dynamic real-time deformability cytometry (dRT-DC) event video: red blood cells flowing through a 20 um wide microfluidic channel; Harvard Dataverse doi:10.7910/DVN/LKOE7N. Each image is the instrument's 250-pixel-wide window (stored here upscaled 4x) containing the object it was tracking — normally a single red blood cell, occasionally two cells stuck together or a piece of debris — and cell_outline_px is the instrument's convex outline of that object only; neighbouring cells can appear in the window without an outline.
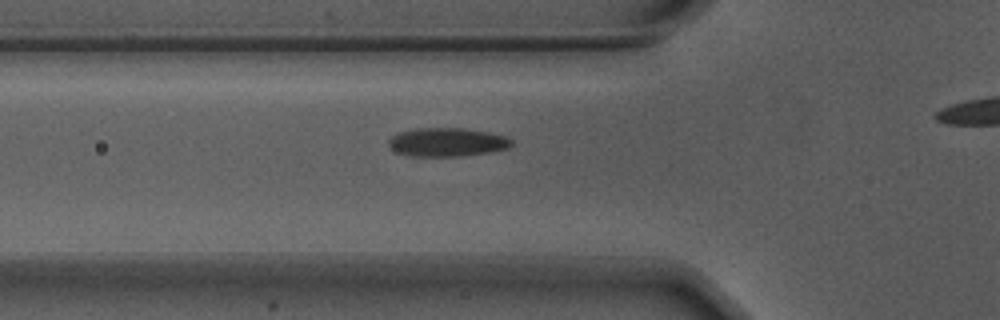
{"species": "Egyptian fruit bat (a non-hibernating species)", "species_latin": "Rousettus aegyptiacus", "temperature_condition": "warm", "stored_images_in_passage": 28, "camera_frame_rate_fps": 3000, "um_per_image_px": 0.085, "animal": {"sex": "male"}, "frame": {"image": 1, "passage_image": 2, "time_ms": 0.333, "image_size_px": [1000, 320], "cell_outline_px": [[512, 144], [504, 148], [488, 152], [460, 156], [408, 156], [392, 148], [388, 144], [388, 140], [396, 132], [416, 128], [464, 128], [488, 132], [504, 136], [512, 140]], "centroid_in_image_um": [37.95, 12.07], "position_along_channel_um": 87.9, "area_um2": 20.29}}
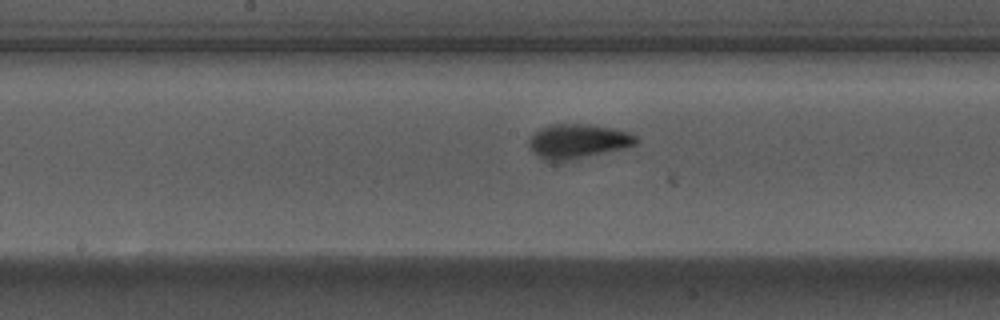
{"frame": {"image": 2, "passage_image": 11, "time_ms": 3.333, "image_size_px": [1000, 320], "cell_outline_px": [[640, 140], [636, 144], [624, 148], [552, 164], [532, 152], [528, 144], [528, 136], [540, 128], [548, 124], [588, 124], [616, 128], [628, 132], [636, 136]], "centroid_in_image_um": [49.07, 12.01], "position_along_channel_um": 199.1, "area_um2": 21.96}}
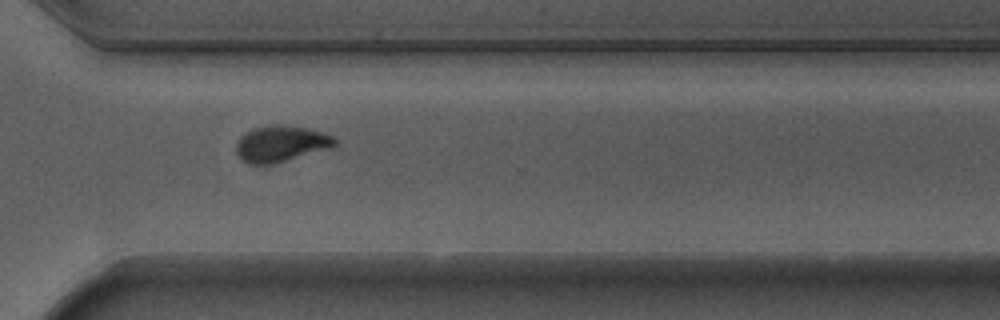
{"frame": {"image": 3, "passage_image": 23, "time_ms": 7.333, "image_size_px": [1000, 320], "cell_outline_px": [[336, 144], [328, 148], [272, 164], [248, 164], [236, 152], [236, 144], [240, 136], [252, 128], [276, 124], [280, 124], [308, 128], [332, 136], [336, 140]], "centroid_in_image_um": [23.83, 12.2], "position_along_channel_um": 346.8, "area_um2": 20.4}}